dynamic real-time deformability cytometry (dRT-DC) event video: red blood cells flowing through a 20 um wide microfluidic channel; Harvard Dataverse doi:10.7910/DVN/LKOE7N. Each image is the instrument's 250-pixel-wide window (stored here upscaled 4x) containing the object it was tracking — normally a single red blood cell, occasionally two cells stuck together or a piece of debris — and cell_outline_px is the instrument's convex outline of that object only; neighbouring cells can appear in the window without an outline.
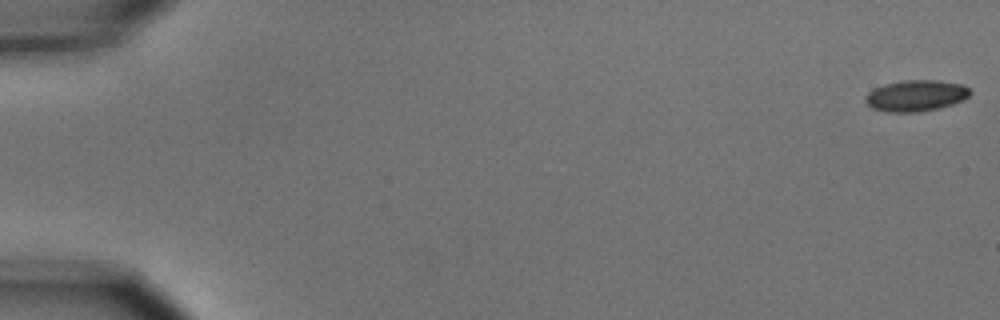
{"species": "common noctule bat (a hibernating species)", "species_latin": "Nyctalus noctula", "temperature_condition": "cold", "stored_images_in_passage": 7, "camera_frame_rate_fps": 3000, "um_per_image_px": 0.085, "animal": {"sex": "male", "body_mass_g": 15.6}, "frame": {"image": 1, "passage_image": 1, "time_ms": 0.0, "image_size_px": [1000, 320], "cell_outline_px": [[972, 92], [964, 100], [940, 108], [920, 112], [884, 112], [872, 108], [864, 100], [864, 96], [868, 92], [884, 84], [904, 80], [940, 80], [964, 84]], "centroid_in_image_um": [77.86, 8.13], "position_along_channel_um": 7.1, "area_um2": 19.31}}
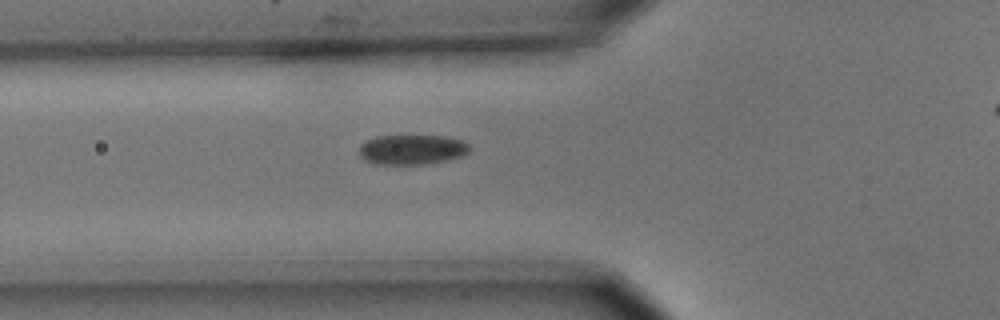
{"frame": {"image": 2, "passage_image": 6, "time_ms": 1.667, "image_size_px": [1000, 320], "cell_outline_px": [[472, 148], [468, 152], [460, 156], [448, 160], [424, 164], [376, 164], [364, 160], [360, 156], [360, 144], [364, 140], [376, 136], [448, 136], [464, 140]], "centroid_in_image_um": [35.02, 12.7], "position_along_channel_um": 90.8, "area_um2": 19.42}}